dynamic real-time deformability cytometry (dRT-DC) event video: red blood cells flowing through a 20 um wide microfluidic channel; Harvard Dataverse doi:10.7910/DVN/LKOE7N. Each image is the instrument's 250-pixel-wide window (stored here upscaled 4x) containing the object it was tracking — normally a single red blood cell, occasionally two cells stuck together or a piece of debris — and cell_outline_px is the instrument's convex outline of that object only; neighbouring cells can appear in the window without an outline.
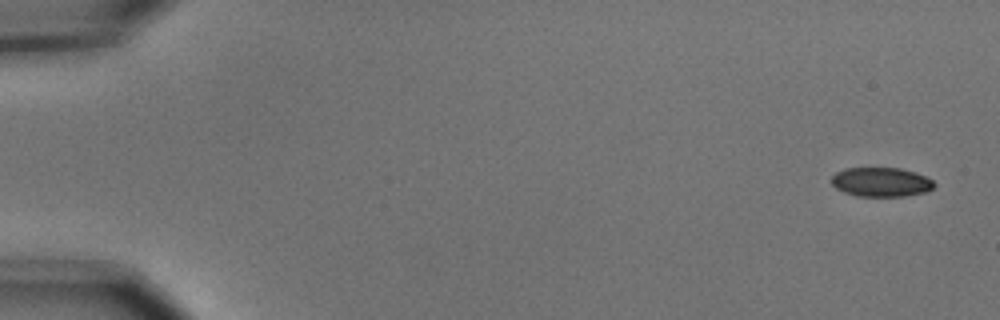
{"species": "common noctule bat (a hibernating species)", "species_latin": "Nyctalus noctula", "temperature_condition": "cold", "stored_images_in_passage": 9, "camera_frame_rate_fps": 3000, "um_per_image_px": 0.085, "animal": {"sex": "male", "body_mass_g": 15.6}, "frame": {"image": 1, "passage_image": 1, "time_ms": 0.0, "image_size_px": [1000, 320], "cell_outline_px": [[936, 184], [932, 188], [924, 192], [904, 196], [856, 196], [844, 192], [836, 188], [832, 184], [832, 176], [836, 172], [844, 168], [900, 168], [916, 172], [932, 180]], "centroid_in_image_um": [74.88, 15.47], "position_along_channel_um": 10.1, "area_um2": 17.46}}
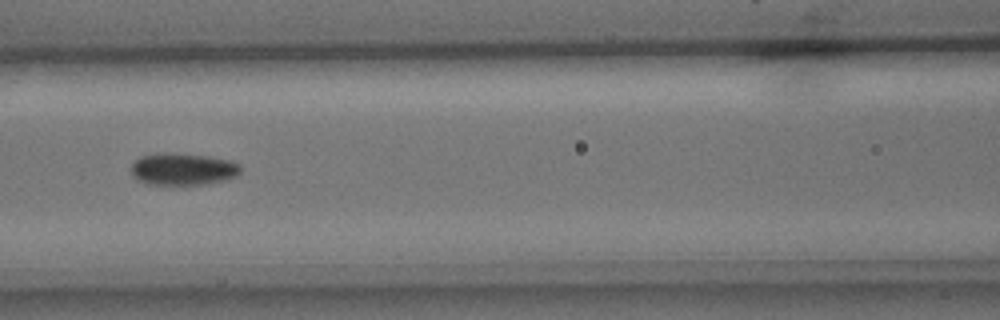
{"frame": {"image": 2, "passage_image": 7, "time_ms": 2.0, "image_size_px": [1000, 320], "cell_outline_px": [[240, 172], [236, 176], [224, 180], [204, 184], [148, 184], [136, 180], [132, 176], [132, 164], [140, 156], [156, 152], [160, 152], [208, 156], [232, 160], [240, 164]], "centroid_in_image_um": [15.53, 14.36], "position_along_channel_um": 151.1, "area_um2": 20.52}}
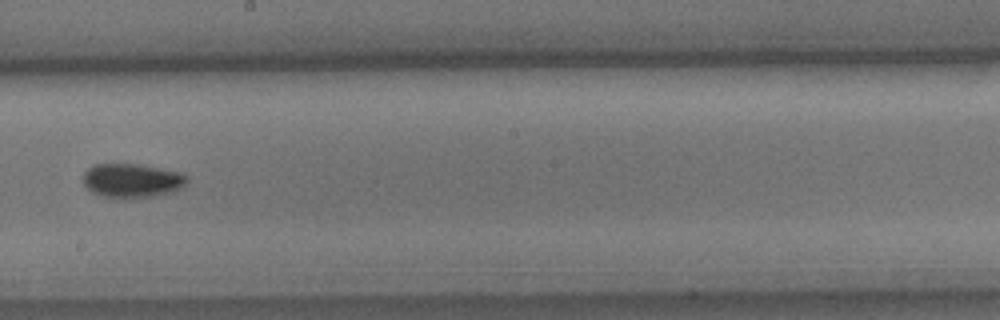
{"frame": {"image": 3, "passage_image": 9, "time_ms": 2.667, "image_size_px": [1000, 320], "cell_outline_px": [[188, 180], [180, 188], [172, 192], [156, 196], [124, 200], [104, 196], [92, 192], [84, 184], [84, 172], [92, 164], [140, 164], [180, 172], [188, 176]], "centroid_in_image_um": [11.22, 15.36], "position_along_channel_um": 237.0, "area_um2": 20.92}}